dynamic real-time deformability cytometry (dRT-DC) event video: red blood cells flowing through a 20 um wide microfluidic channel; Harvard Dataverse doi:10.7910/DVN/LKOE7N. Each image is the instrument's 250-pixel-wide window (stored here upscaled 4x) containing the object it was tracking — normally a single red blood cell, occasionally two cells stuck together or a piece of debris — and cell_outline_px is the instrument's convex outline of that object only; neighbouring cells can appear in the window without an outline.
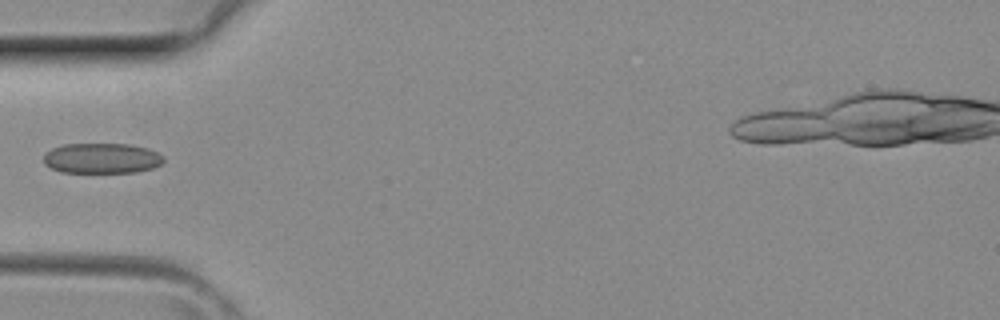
{"species": "common noctule bat (a hibernating species)", "species_latin": "Nyctalus noctula", "temperature_condition": "room temperature", "stored_images_in_passage": 2, "camera_frame_rate_fps": 3000, "um_per_image_px": 0.085, "animal": {"sex": "female", "body_mass_g": 29.2, "forearm_length_mm": 56.3}, "frame": {"image": 1, "passage_image": 2, "time_ms": 0.333, "image_size_px": [1000, 320], "cell_outline_px": [[164, 160], [160, 164], [152, 168], [136, 172], [60, 172], [44, 164], [44, 152], [52, 148], [64, 144], [128, 144], [148, 148], [164, 156]], "centroid_in_image_um": [8.63, 13.45], "position_along_channel_um": 76.4, "area_um2": 21.21}}